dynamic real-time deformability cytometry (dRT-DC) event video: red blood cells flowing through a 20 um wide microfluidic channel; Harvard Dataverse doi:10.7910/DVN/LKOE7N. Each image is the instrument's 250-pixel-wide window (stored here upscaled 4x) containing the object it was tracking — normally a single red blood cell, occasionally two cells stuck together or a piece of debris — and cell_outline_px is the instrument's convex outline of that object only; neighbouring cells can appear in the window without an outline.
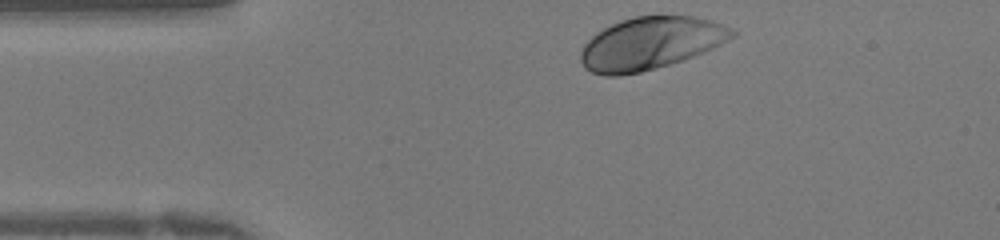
{"species": "human", "species_latin": "Homo sapiens", "temperature_condition": "warm", "stored_images_in_passage": 27, "camera_frame_rate_fps": 3000, "um_per_image_px": 0.085, "donor": {"sex": "female"}, "frame": {"image": 1, "passage_image": 1, "time_ms": 0.0, "image_size_px": [1000, 240], "cell_outline_px": [[736, 36], [704, 52], [656, 68], [640, 72], [620, 76], [604, 76], [592, 72], [584, 68], [580, 60], [580, 52], [584, 44], [596, 32], [620, 20], [636, 16], [692, 16], [712, 20], [732, 28], [736, 32]], "centroid_in_image_um": [55.27, 3.68], "position_along_channel_um": 29.7, "area_um2": 46.18}}
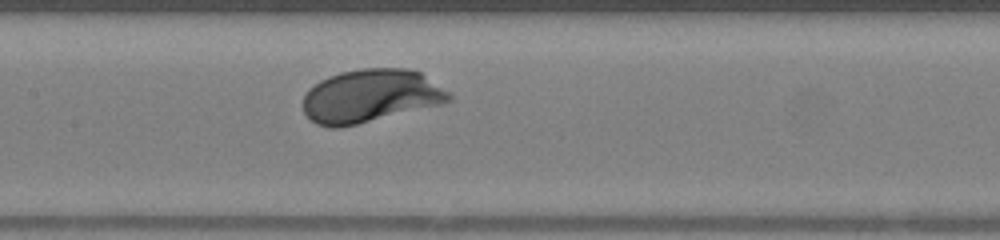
{"frame": {"image": 2, "passage_image": 13, "time_ms": 4.0, "image_size_px": [1000, 240], "cell_outline_px": [[452, 100], [440, 104], [340, 128], [328, 128], [316, 124], [304, 112], [304, 96], [308, 88], [320, 80], [328, 76], [340, 72], [364, 68], [408, 68], [420, 72], [448, 92], [452, 96]], "centroid_in_image_um": [31.46, 8.15], "position_along_channel_um": 175.9, "area_um2": 44.91}}
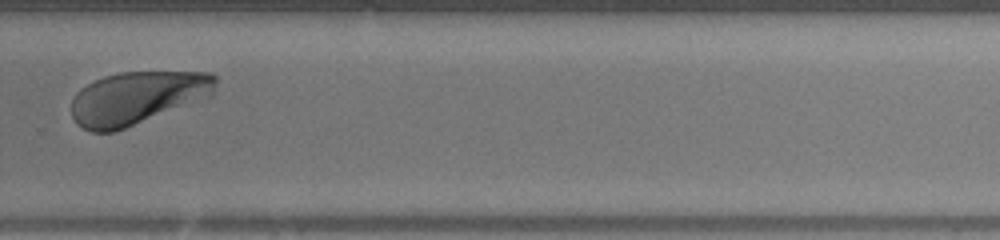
{"frame": {"image": 3, "passage_image": 22, "time_ms": 7.0, "image_size_px": [1000, 240], "cell_outline_px": [[216, 84], [212, 96], [116, 132], [92, 132], [76, 124], [72, 116], [72, 100], [76, 92], [80, 88], [104, 76], [120, 72], [208, 72], [216, 76]], "centroid_in_image_um": [11.66, 8.33], "position_along_channel_um": 318.1, "area_um2": 44.62}}